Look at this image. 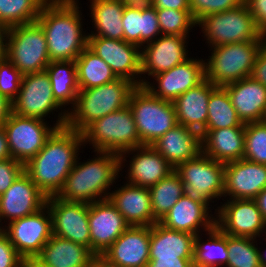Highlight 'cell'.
<instances>
[{"mask_svg": "<svg viewBox=\"0 0 266 267\" xmlns=\"http://www.w3.org/2000/svg\"><path fill=\"white\" fill-rule=\"evenodd\" d=\"M81 148H84L82 133L66 126L57 128L44 147L24 165V171L47 197L57 196Z\"/></svg>", "mask_w": 266, "mask_h": 267, "instance_id": "cell-1", "label": "cell"}, {"mask_svg": "<svg viewBox=\"0 0 266 267\" xmlns=\"http://www.w3.org/2000/svg\"><path fill=\"white\" fill-rule=\"evenodd\" d=\"M79 0H47L39 12L50 61H75L88 46Z\"/></svg>", "mask_w": 266, "mask_h": 267, "instance_id": "cell-2", "label": "cell"}, {"mask_svg": "<svg viewBox=\"0 0 266 267\" xmlns=\"http://www.w3.org/2000/svg\"><path fill=\"white\" fill-rule=\"evenodd\" d=\"M92 152L96 155L84 162L78 156L57 197L86 204L109 198L120 177V157L108 151Z\"/></svg>", "mask_w": 266, "mask_h": 267, "instance_id": "cell-3", "label": "cell"}, {"mask_svg": "<svg viewBox=\"0 0 266 267\" xmlns=\"http://www.w3.org/2000/svg\"><path fill=\"white\" fill-rule=\"evenodd\" d=\"M137 85L125 78L98 87L79 90L74 107L68 112L66 127L82 133L105 115L127 106Z\"/></svg>", "mask_w": 266, "mask_h": 267, "instance_id": "cell-4", "label": "cell"}, {"mask_svg": "<svg viewBox=\"0 0 266 267\" xmlns=\"http://www.w3.org/2000/svg\"><path fill=\"white\" fill-rule=\"evenodd\" d=\"M266 40H250L210 48L205 78L217 87L250 77L259 50Z\"/></svg>", "mask_w": 266, "mask_h": 267, "instance_id": "cell-5", "label": "cell"}, {"mask_svg": "<svg viewBox=\"0 0 266 267\" xmlns=\"http://www.w3.org/2000/svg\"><path fill=\"white\" fill-rule=\"evenodd\" d=\"M82 136L84 147L89 144L93 151L118 155L143 145L129 105L97 119L82 132Z\"/></svg>", "mask_w": 266, "mask_h": 267, "instance_id": "cell-6", "label": "cell"}, {"mask_svg": "<svg viewBox=\"0 0 266 267\" xmlns=\"http://www.w3.org/2000/svg\"><path fill=\"white\" fill-rule=\"evenodd\" d=\"M224 169L225 164L201 152L196 158L179 164L175 171L184 184V195L202 203L211 214H216L217 209L211 203H216L221 198L223 200ZM210 206L215 210L214 212L211 211L213 209Z\"/></svg>", "mask_w": 266, "mask_h": 267, "instance_id": "cell-7", "label": "cell"}, {"mask_svg": "<svg viewBox=\"0 0 266 267\" xmlns=\"http://www.w3.org/2000/svg\"><path fill=\"white\" fill-rule=\"evenodd\" d=\"M128 105L143 145H152L178 124L173 102L154 97L143 86L131 93Z\"/></svg>", "mask_w": 266, "mask_h": 267, "instance_id": "cell-8", "label": "cell"}, {"mask_svg": "<svg viewBox=\"0 0 266 267\" xmlns=\"http://www.w3.org/2000/svg\"><path fill=\"white\" fill-rule=\"evenodd\" d=\"M5 57L23 75L45 71L51 61L41 25L34 21L9 28Z\"/></svg>", "mask_w": 266, "mask_h": 267, "instance_id": "cell-9", "label": "cell"}, {"mask_svg": "<svg viewBox=\"0 0 266 267\" xmlns=\"http://www.w3.org/2000/svg\"><path fill=\"white\" fill-rule=\"evenodd\" d=\"M209 48L250 40H266L255 25L253 16L243 3L228 11L205 16L197 24Z\"/></svg>", "mask_w": 266, "mask_h": 267, "instance_id": "cell-10", "label": "cell"}, {"mask_svg": "<svg viewBox=\"0 0 266 267\" xmlns=\"http://www.w3.org/2000/svg\"><path fill=\"white\" fill-rule=\"evenodd\" d=\"M53 111H59L53 125L57 128L65 127L68 113L54 99L50 78L46 71L24 74L19 94L12 102V112L46 121L47 117L50 118L51 112L54 113Z\"/></svg>", "mask_w": 266, "mask_h": 267, "instance_id": "cell-11", "label": "cell"}, {"mask_svg": "<svg viewBox=\"0 0 266 267\" xmlns=\"http://www.w3.org/2000/svg\"><path fill=\"white\" fill-rule=\"evenodd\" d=\"M47 122L39 118L24 117L12 112L3 124L11 158L22 162L24 165L33 158L57 129L55 125L51 126Z\"/></svg>", "mask_w": 266, "mask_h": 267, "instance_id": "cell-12", "label": "cell"}, {"mask_svg": "<svg viewBox=\"0 0 266 267\" xmlns=\"http://www.w3.org/2000/svg\"><path fill=\"white\" fill-rule=\"evenodd\" d=\"M18 254L34 260L52 237V218L47 206L38 212L13 220L2 228Z\"/></svg>", "mask_w": 266, "mask_h": 267, "instance_id": "cell-13", "label": "cell"}, {"mask_svg": "<svg viewBox=\"0 0 266 267\" xmlns=\"http://www.w3.org/2000/svg\"><path fill=\"white\" fill-rule=\"evenodd\" d=\"M222 201L224 203L220 202V206L217 204L213 206L217 209L215 224L225 234L253 239L266 236V221L254 199H223Z\"/></svg>", "mask_w": 266, "mask_h": 267, "instance_id": "cell-14", "label": "cell"}, {"mask_svg": "<svg viewBox=\"0 0 266 267\" xmlns=\"http://www.w3.org/2000/svg\"><path fill=\"white\" fill-rule=\"evenodd\" d=\"M188 40L189 36L161 35L144 45L141 48V86L149 82L154 75L170 70L189 59Z\"/></svg>", "mask_w": 266, "mask_h": 267, "instance_id": "cell-15", "label": "cell"}, {"mask_svg": "<svg viewBox=\"0 0 266 267\" xmlns=\"http://www.w3.org/2000/svg\"><path fill=\"white\" fill-rule=\"evenodd\" d=\"M119 157L120 175L123 173L124 167H126L125 182L136 186L149 188L175 170L151 145L132 148L121 153ZM128 157L131 159L127 161Z\"/></svg>", "mask_w": 266, "mask_h": 267, "instance_id": "cell-16", "label": "cell"}, {"mask_svg": "<svg viewBox=\"0 0 266 267\" xmlns=\"http://www.w3.org/2000/svg\"><path fill=\"white\" fill-rule=\"evenodd\" d=\"M46 206L52 218V233L91 250L88 204L70 202L57 196L47 197Z\"/></svg>", "mask_w": 266, "mask_h": 267, "instance_id": "cell-17", "label": "cell"}, {"mask_svg": "<svg viewBox=\"0 0 266 267\" xmlns=\"http://www.w3.org/2000/svg\"><path fill=\"white\" fill-rule=\"evenodd\" d=\"M88 47L109 65L118 78L141 86V49L124 40L88 36Z\"/></svg>", "mask_w": 266, "mask_h": 267, "instance_id": "cell-18", "label": "cell"}, {"mask_svg": "<svg viewBox=\"0 0 266 267\" xmlns=\"http://www.w3.org/2000/svg\"><path fill=\"white\" fill-rule=\"evenodd\" d=\"M205 79L204 59L191 57L172 69L156 74L146 88L154 97L174 102L181 94Z\"/></svg>", "mask_w": 266, "mask_h": 267, "instance_id": "cell-19", "label": "cell"}, {"mask_svg": "<svg viewBox=\"0 0 266 267\" xmlns=\"http://www.w3.org/2000/svg\"><path fill=\"white\" fill-rule=\"evenodd\" d=\"M46 201L47 196L23 171L14 183L0 195V227L3 228V224H7V222L38 212L46 206Z\"/></svg>", "mask_w": 266, "mask_h": 267, "instance_id": "cell-20", "label": "cell"}, {"mask_svg": "<svg viewBox=\"0 0 266 267\" xmlns=\"http://www.w3.org/2000/svg\"><path fill=\"white\" fill-rule=\"evenodd\" d=\"M91 251L101 256L130 226L107 198L88 204Z\"/></svg>", "mask_w": 266, "mask_h": 267, "instance_id": "cell-21", "label": "cell"}, {"mask_svg": "<svg viewBox=\"0 0 266 267\" xmlns=\"http://www.w3.org/2000/svg\"><path fill=\"white\" fill-rule=\"evenodd\" d=\"M149 249L150 226H129L101 257L116 267H147Z\"/></svg>", "mask_w": 266, "mask_h": 267, "instance_id": "cell-22", "label": "cell"}, {"mask_svg": "<svg viewBox=\"0 0 266 267\" xmlns=\"http://www.w3.org/2000/svg\"><path fill=\"white\" fill-rule=\"evenodd\" d=\"M266 187V165L245 159L225 164L223 199H254Z\"/></svg>", "mask_w": 266, "mask_h": 267, "instance_id": "cell-23", "label": "cell"}, {"mask_svg": "<svg viewBox=\"0 0 266 267\" xmlns=\"http://www.w3.org/2000/svg\"><path fill=\"white\" fill-rule=\"evenodd\" d=\"M109 195V200L117 208L130 226H152L158 222L153 217L150 191L146 187L127 182L116 187Z\"/></svg>", "mask_w": 266, "mask_h": 267, "instance_id": "cell-24", "label": "cell"}, {"mask_svg": "<svg viewBox=\"0 0 266 267\" xmlns=\"http://www.w3.org/2000/svg\"><path fill=\"white\" fill-rule=\"evenodd\" d=\"M215 217L202 203L183 195L159 222L166 228L196 235L210 230Z\"/></svg>", "mask_w": 266, "mask_h": 267, "instance_id": "cell-25", "label": "cell"}, {"mask_svg": "<svg viewBox=\"0 0 266 267\" xmlns=\"http://www.w3.org/2000/svg\"><path fill=\"white\" fill-rule=\"evenodd\" d=\"M124 41L140 49L161 36L156 8L149 3H130L122 16Z\"/></svg>", "mask_w": 266, "mask_h": 267, "instance_id": "cell-26", "label": "cell"}, {"mask_svg": "<svg viewBox=\"0 0 266 267\" xmlns=\"http://www.w3.org/2000/svg\"><path fill=\"white\" fill-rule=\"evenodd\" d=\"M243 123L261 122L266 112V87L251 76L223 87Z\"/></svg>", "mask_w": 266, "mask_h": 267, "instance_id": "cell-27", "label": "cell"}, {"mask_svg": "<svg viewBox=\"0 0 266 267\" xmlns=\"http://www.w3.org/2000/svg\"><path fill=\"white\" fill-rule=\"evenodd\" d=\"M217 88L207 78L181 94L174 102L177 123L198 133L205 131L210 94Z\"/></svg>", "mask_w": 266, "mask_h": 267, "instance_id": "cell-28", "label": "cell"}, {"mask_svg": "<svg viewBox=\"0 0 266 267\" xmlns=\"http://www.w3.org/2000/svg\"><path fill=\"white\" fill-rule=\"evenodd\" d=\"M174 168L202 152L201 134L182 124L175 125L152 145Z\"/></svg>", "mask_w": 266, "mask_h": 267, "instance_id": "cell-29", "label": "cell"}, {"mask_svg": "<svg viewBox=\"0 0 266 267\" xmlns=\"http://www.w3.org/2000/svg\"><path fill=\"white\" fill-rule=\"evenodd\" d=\"M95 256L88 247L53 234L34 261L42 267H90Z\"/></svg>", "mask_w": 266, "mask_h": 267, "instance_id": "cell-30", "label": "cell"}, {"mask_svg": "<svg viewBox=\"0 0 266 267\" xmlns=\"http://www.w3.org/2000/svg\"><path fill=\"white\" fill-rule=\"evenodd\" d=\"M245 127L205 130L201 134L202 153L223 164L243 159Z\"/></svg>", "mask_w": 266, "mask_h": 267, "instance_id": "cell-31", "label": "cell"}, {"mask_svg": "<svg viewBox=\"0 0 266 267\" xmlns=\"http://www.w3.org/2000/svg\"><path fill=\"white\" fill-rule=\"evenodd\" d=\"M194 238L195 235L156 222L150 226L149 259L193 257Z\"/></svg>", "mask_w": 266, "mask_h": 267, "instance_id": "cell-32", "label": "cell"}, {"mask_svg": "<svg viewBox=\"0 0 266 267\" xmlns=\"http://www.w3.org/2000/svg\"><path fill=\"white\" fill-rule=\"evenodd\" d=\"M91 24L95 29L88 36L124 40L122 16L127 4L120 0H89Z\"/></svg>", "mask_w": 266, "mask_h": 267, "instance_id": "cell-33", "label": "cell"}, {"mask_svg": "<svg viewBox=\"0 0 266 267\" xmlns=\"http://www.w3.org/2000/svg\"><path fill=\"white\" fill-rule=\"evenodd\" d=\"M45 71L50 78L54 99L68 113L74 107L80 90L76 62L51 61Z\"/></svg>", "mask_w": 266, "mask_h": 267, "instance_id": "cell-34", "label": "cell"}, {"mask_svg": "<svg viewBox=\"0 0 266 267\" xmlns=\"http://www.w3.org/2000/svg\"><path fill=\"white\" fill-rule=\"evenodd\" d=\"M203 237L206 239L204 240ZM227 260V234L216 224L205 233L195 235L193 267H225Z\"/></svg>", "mask_w": 266, "mask_h": 267, "instance_id": "cell-35", "label": "cell"}, {"mask_svg": "<svg viewBox=\"0 0 266 267\" xmlns=\"http://www.w3.org/2000/svg\"><path fill=\"white\" fill-rule=\"evenodd\" d=\"M75 62L80 90L98 87L118 79L109 65L88 46L77 57Z\"/></svg>", "mask_w": 266, "mask_h": 267, "instance_id": "cell-36", "label": "cell"}, {"mask_svg": "<svg viewBox=\"0 0 266 267\" xmlns=\"http://www.w3.org/2000/svg\"><path fill=\"white\" fill-rule=\"evenodd\" d=\"M148 189L150 191L153 217L158 222L184 195V184L175 170Z\"/></svg>", "mask_w": 266, "mask_h": 267, "instance_id": "cell-37", "label": "cell"}, {"mask_svg": "<svg viewBox=\"0 0 266 267\" xmlns=\"http://www.w3.org/2000/svg\"><path fill=\"white\" fill-rule=\"evenodd\" d=\"M230 127H245V123L238 117L228 92L223 87H217L209 97L205 130Z\"/></svg>", "mask_w": 266, "mask_h": 267, "instance_id": "cell-38", "label": "cell"}, {"mask_svg": "<svg viewBox=\"0 0 266 267\" xmlns=\"http://www.w3.org/2000/svg\"><path fill=\"white\" fill-rule=\"evenodd\" d=\"M47 0H0V23L11 28L37 20Z\"/></svg>", "mask_w": 266, "mask_h": 267, "instance_id": "cell-39", "label": "cell"}, {"mask_svg": "<svg viewBox=\"0 0 266 267\" xmlns=\"http://www.w3.org/2000/svg\"><path fill=\"white\" fill-rule=\"evenodd\" d=\"M258 240L227 235L228 260L225 267H261L257 247L263 243H257Z\"/></svg>", "mask_w": 266, "mask_h": 267, "instance_id": "cell-40", "label": "cell"}, {"mask_svg": "<svg viewBox=\"0 0 266 267\" xmlns=\"http://www.w3.org/2000/svg\"><path fill=\"white\" fill-rule=\"evenodd\" d=\"M156 12L162 35L190 36L193 28H196L190 10L156 8Z\"/></svg>", "mask_w": 266, "mask_h": 267, "instance_id": "cell-41", "label": "cell"}, {"mask_svg": "<svg viewBox=\"0 0 266 267\" xmlns=\"http://www.w3.org/2000/svg\"><path fill=\"white\" fill-rule=\"evenodd\" d=\"M243 159L266 165V123H245Z\"/></svg>", "mask_w": 266, "mask_h": 267, "instance_id": "cell-42", "label": "cell"}, {"mask_svg": "<svg viewBox=\"0 0 266 267\" xmlns=\"http://www.w3.org/2000/svg\"><path fill=\"white\" fill-rule=\"evenodd\" d=\"M23 74L7 58H0V94L13 102L20 91Z\"/></svg>", "mask_w": 266, "mask_h": 267, "instance_id": "cell-43", "label": "cell"}, {"mask_svg": "<svg viewBox=\"0 0 266 267\" xmlns=\"http://www.w3.org/2000/svg\"><path fill=\"white\" fill-rule=\"evenodd\" d=\"M244 3V0H189L191 15L196 24L205 16L228 11Z\"/></svg>", "mask_w": 266, "mask_h": 267, "instance_id": "cell-44", "label": "cell"}, {"mask_svg": "<svg viewBox=\"0 0 266 267\" xmlns=\"http://www.w3.org/2000/svg\"><path fill=\"white\" fill-rule=\"evenodd\" d=\"M24 171V164L8 158L0 161V195H2Z\"/></svg>", "mask_w": 266, "mask_h": 267, "instance_id": "cell-45", "label": "cell"}, {"mask_svg": "<svg viewBox=\"0 0 266 267\" xmlns=\"http://www.w3.org/2000/svg\"><path fill=\"white\" fill-rule=\"evenodd\" d=\"M25 260L18 254L8 236L0 231V267H24Z\"/></svg>", "mask_w": 266, "mask_h": 267, "instance_id": "cell-46", "label": "cell"}, {"mask_svg": "<svg viewBox=\"0 0 266 267\" xmlns=\"http://www.w3.org/2000/svg\"><path fill=\"white\" fill-rule=\"evenodd\" d=\"M259 34L266 38V0H244Z\"/></svg>", "mask_w": 266, "mask_h": 267, "instance_id": "cell-47", "label": "cell"}, {"mask_svg": "<svg viewBox=\"0 0 266 267\" xmlns=\"http://www.w3.org/2000/svg\"><path fill=\"white\" fill-rule=\"evenodd\" d=\"M251 77L266 87V41L257 54Z\"/></svg>", "mask_w": 266, "mask_h": 267, "instance_id": "cell-48", "label": "cell"}, {"mask_svg": "<svg viewBox=\"0 0 266 267\" xmlns=\"http://www.w3.org/2000/svg\"><path fill=\"white\" fill-rule=\"evenodd\" d=\"M193 257L149 259L147 267H193Z\"/></svg>", "mask_w": 266, "mask_h": 267, "instance_id": "cell-49", "label": "cell"}, {"mask_svg": "<svg viewBox=\"0 0 266 267\" xmlns=\"http://www.w3.org/2000/svg\"><path fill=\"white\" fill-rule=\"evenodd\" d=\"M148 3L159 9L190 10L189 0H149Z\"/></svg>", "mask_w": 266, "mask_h": 267, "instance_id": "cell-50", "label": "cell"}, {"mask_svg": "<svg viewBox=\"0 0 266 267\" xmlns=\"http://www.w3.org/2000/svg\"><path fill=\"white\" fill-rule=\"evenodd\" d=\"M11 113L12 102L0 94V127H3Z\"/></svg>", "mask_w": 266, "mask_h": 267, "instance_id": "cell-51", "label": "cell"}, {"mask_svg": "<svg viewBox=\"0 0 266 267\" xmlns=\"http://www.w3.org/2000/svg\"><path fill=\"white\" fill-rule=\"evenodd\" d=\"M11 158V152L7 140V135L3 127H0V161Z\"/></svg>", "mask_w": 266, "mask_h": 267, "instance_id": "cell-52", "label": "cell"}, {"mask_svg": "<svg viewBox=\"0 0 266 267\" xmlns=\"http://www.w3.org/2000/svg\"><path fill=\"white\" fill-rule=\"evenodd\" d=\"M254 201L266 221V187L254 198Z\"/></svg>", "mask_w": 266, "mask_h": 267, "instance_id": "cell-53", "label": "cell"}, {"mask_svg": "<svg viewBox=\"0 0 266 267\" xmlns=\"http://www.w3.org/2000/svg\"><path fill=\"white\" fill-rule=\"evenodd\" d=\"M9 28L0 23V58L6 55L7 34Z\"/></svg>", "mask_w": 266, "mask_h": 267, "instance_id": "cell-54", "label": "cell"}, {"mask_svg": "<svg viewBox=\"0 0 266 267\" xmlns=\"http://www.w3.org/2000/svg\"><path fill=\"white\" fill-rule=\"evenodd\" d=\"M90 267H116V266L110 264L101 256H95L91 261Z\"/></svg>", "mask_w": 266, "mask_h": 267, "instance_id": "cell-55", "label": "cell"}, {"mask_svg": "<svg viewBox=\"0 0 266 267\" xmlns=\"http://www.w3.org/2000/svg\"><path fill=\"white\" fill-rule=\"evenodd\" d=\"M266 237V236H265ZM266 241V238H265ZM258 248V252H259V262H260V266L261 267H266V249L265 251L263 250V247H257ZM265 252V253H264Z\"/></svg>", "mask_w": 266, "mask_h": 267, "instance_id": "cell-56", "label": "cell"}, {"mask_svg": "<svg viewBox=\"0 0 266 267\" xmlns=\"http://www.w3.org/2000/svg\"><path fill=\"white\" fill-rule=\"evenodd\" d=\"M24 267H42L38 265L34 260L25 261Z\"/></svg>", "mask_w": 266, "mask_h": 267, "instance_id": "cell-57", "label": "cell"}, {"mask_svg": "<svg viewBox=\"0 0 266 267\" xmlns=\"http://www.w3.org/2000/svg\"><path fill=\"white\" fill-rule=\"evenodd\" d=\"M120 1L130 4V3H148L149 0H120Z\"/></svg>", "mask_w": 266, "mask_h": 267, "instance_id": "cell-58", "label": "cell"}, {"mask_svg": "<svg viewBox=\"0 0 266 267\" xmlns=\"http://www.w3.org/2000/svg\"><path fill=\"white\" fill-rule=\"evenodd\" d=\"M262 121L266 123V112Z\"/></svg>", "mask_w": 266, "mask_h": 267, "instance_id": "cell-59", "label": "cell"}]
</instances>
